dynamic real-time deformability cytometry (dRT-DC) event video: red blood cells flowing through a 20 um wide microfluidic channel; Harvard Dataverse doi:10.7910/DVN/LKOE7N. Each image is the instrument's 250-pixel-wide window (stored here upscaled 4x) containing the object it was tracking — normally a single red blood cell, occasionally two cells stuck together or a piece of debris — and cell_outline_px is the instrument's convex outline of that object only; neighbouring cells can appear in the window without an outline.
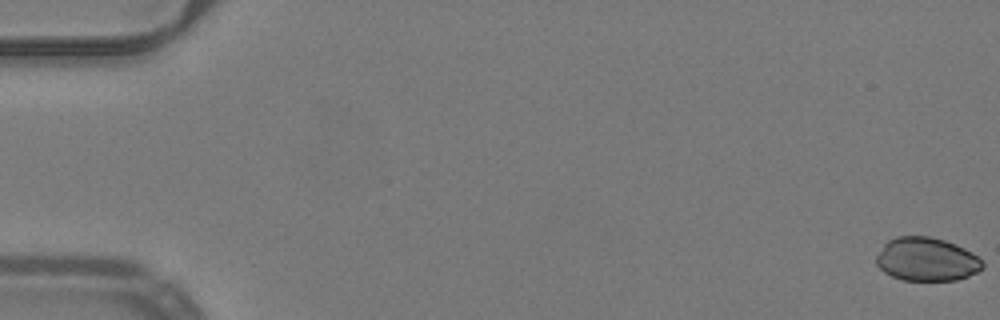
{"species": "common noctule bat (a hibernating species)", "species_latin": "Nyctalus noctula", "temperature_condition": "warm", "stored_images_in_passage": 53, "camera_frame_rate_fps": 3000, "um_per_image_px": 0.085, "animal": {"sex": "male", "body_mass_g": 19.2, "forearm_length_mm": 51.8}, "frame": {"image": 1, "passage_image": 1, "time_ms": 0.0, "image_size_px": [1000, 320], "cell_outline_px": [[984, 268], [968, 276], [956, 280], [904, 280], [892, 276], [884, 272], [876, 264], [876, 256], [884, 244], [888, 240], [896, 236], [928, 236], [944, 240], [956, 244], [972, 252], [984, 264]], "centroid_in_image_um": [78.75, 22.04], "position_along_channel_um": 6.2, "area_um2": 26.88}}
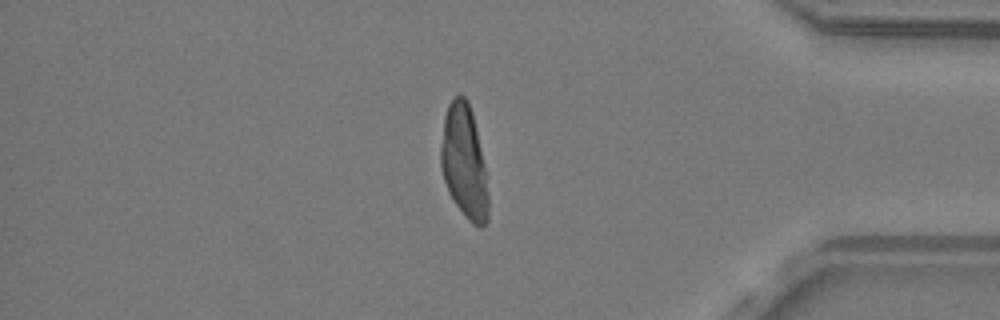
{"frame": {"image": 2, "passage_image": 45, "time_ms": 14.667, "image_size_px": [1000, 320], "cell_outline_px": [[488, 220], [480, 228], [472, 224], [464, 216], [448, 192], [444, 180], [440, 164], [440, 148], [444, 116], [448, 104], [456, 96], [464, 96], [468, 100], [472, 112], [484, 168], [488, 196]], "centroid_in_image_um": [39.42, 13.79], "position_along_channel_um": 395.8, "area_um2": 31.04}}
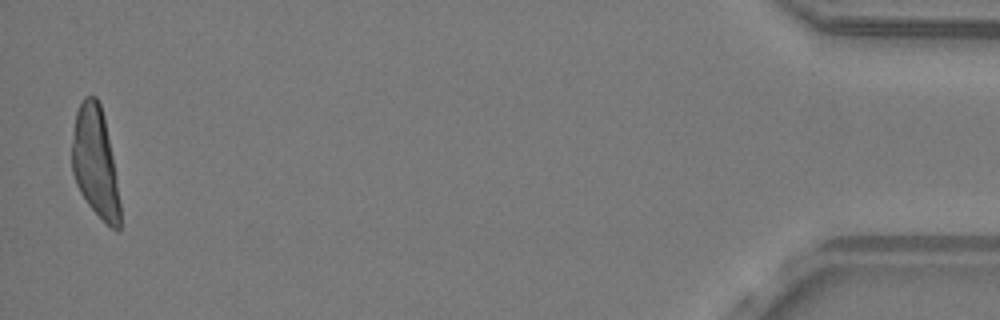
{"frame": {"image": 3, "passage_image": 52, "time_ms": 17.0, "image_size_px": [1000, 320], "cell_outline_px": [[120, 228], [116, 232], [88, 204], [80, 192], [76, 184], [72, 172], [72, 144], [76, 112], [84, 96], [96, 96], [100, 104], [104, 116], [112, 156], [120, 204]], "centroid_in_image_um": [8.09, 13.78], "position_along_channel_um": 427.1, "area_um2": 30.4}}